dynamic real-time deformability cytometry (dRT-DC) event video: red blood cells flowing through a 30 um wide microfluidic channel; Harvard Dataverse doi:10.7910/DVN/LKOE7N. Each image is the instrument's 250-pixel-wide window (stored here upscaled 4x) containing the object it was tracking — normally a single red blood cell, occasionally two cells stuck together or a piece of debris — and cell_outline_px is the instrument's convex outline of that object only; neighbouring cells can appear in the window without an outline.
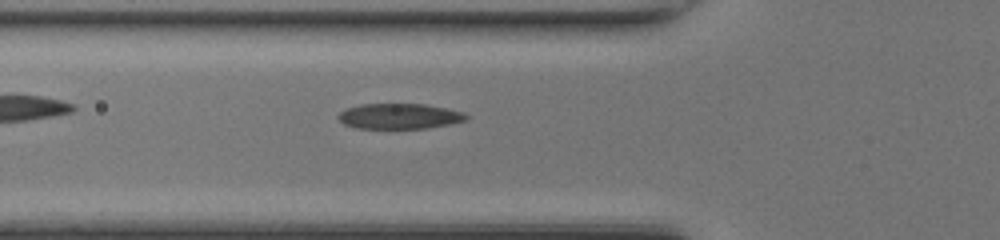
{"species": "common noctule bat (a hibernating species)", "species_latin": "Nyctalus noctula", "temperature_condition": "room temperature", "stored_images_in_passage": 25, "camera_frame_rate_fps": 3000, "um_per_image_px": 0.085, "animal": {"sex": "female", "body_mass_g": 17.0, "forearm_length_mm": 48.0}, "frame": {"image": 1, "passage_image": 2, "time_ms": 0.333, "image_size_px": [1000, 240], "cell_outline_px": [[468, 120], [452, 124], [428, 128], [356, 128], [344, 124], [336, 116], [340, 112], [348, 108], [360, 104], [424, 104], [448, 108], [464, 112], [468, 116]], "centroid_in_image_um": [33.99, 9.88], "position_along_channel_um": 91.8, "area_um2": 19.07}}
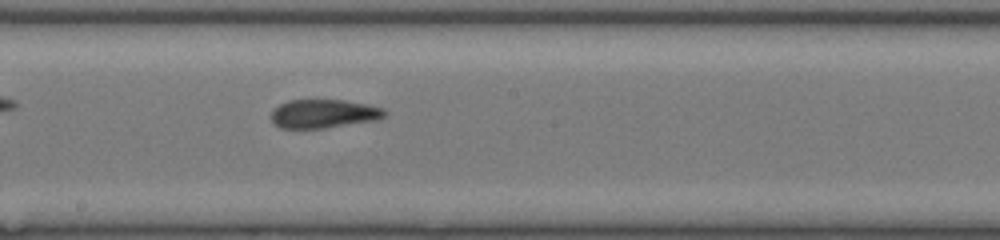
{"frame": {"image": 2, "passage_image": 11, "time_ms": 3.333, "image_size_px": [1000, 240], "cell_outline_px": [[388, 116], [376, 120], [324, 128], [280, 128], [272, 120], [272, 108], [288, 100], [344, 100], [368, 104], [384, 108], [388, 112]], "centroid_in_image_um": [27.56, 9.66], "position_along_channel_um": 220.6, "area_um2": 19.07}}
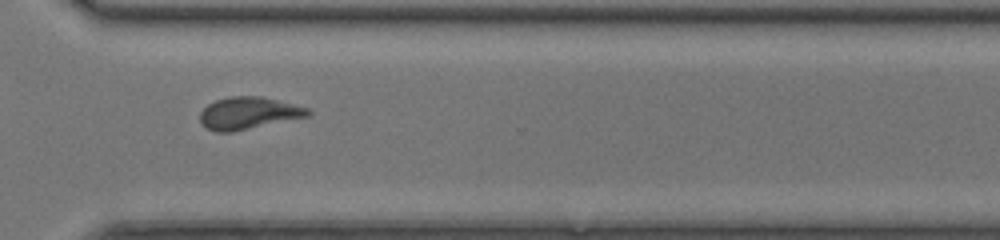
{"frame": {"image": 3, "passage_image": 20, "time_ms": 6.333, "image_size_px": [1000, 240], "cell_outline_px": [[312, 112], [308, 116], [232, 132], [216, 132], [200, 124], [200, 112], [208, 104], [216, 100], [232, 96], [260, 96], [308, 108]], "centroid_in_image_um": [21.08, 9.62], "position_along_channel_um": 349.5, "area_um2": 20.0}}